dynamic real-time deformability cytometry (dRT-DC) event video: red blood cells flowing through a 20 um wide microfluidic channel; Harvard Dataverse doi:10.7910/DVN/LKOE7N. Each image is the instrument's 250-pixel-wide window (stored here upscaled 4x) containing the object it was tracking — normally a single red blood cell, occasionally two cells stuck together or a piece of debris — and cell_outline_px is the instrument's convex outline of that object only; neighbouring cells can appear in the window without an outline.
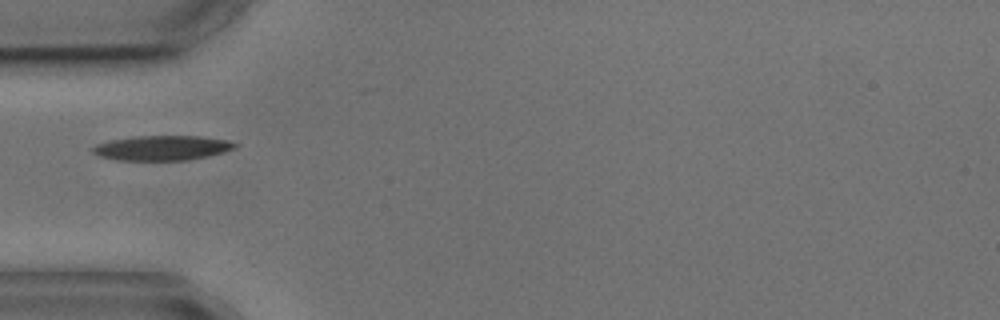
{"species": "common noctule bat (a hibernating species)", "species_latin": "Nyctalus noctula", "temperature_condition": "cold", "stored_images_in_passage": 1, "camera_frame_rate_fps": 3000, "um_per_image_px": 0.085, "animal": {"sex": "male", "body_mass_g": 17.9, "forearm_length_mm": 54.2}, "frame": {"image": 1, "passage_image": 1, "time_ms": 0.0, "image_size_px": [1000, 320], "cell_outline_px": [[240, 144], [236, 148], [224, 152], [208, 156], [188, 160], [116, 160], [100, 156], [92, 152], [92, 148], [96, 144], [112, 140], [132, 136], [200, 136], [228, 140]], "centroid_in_image_um": [13.82, 12.57], "position_along_channel_um": 71.2, "area_um2": 20.63}}